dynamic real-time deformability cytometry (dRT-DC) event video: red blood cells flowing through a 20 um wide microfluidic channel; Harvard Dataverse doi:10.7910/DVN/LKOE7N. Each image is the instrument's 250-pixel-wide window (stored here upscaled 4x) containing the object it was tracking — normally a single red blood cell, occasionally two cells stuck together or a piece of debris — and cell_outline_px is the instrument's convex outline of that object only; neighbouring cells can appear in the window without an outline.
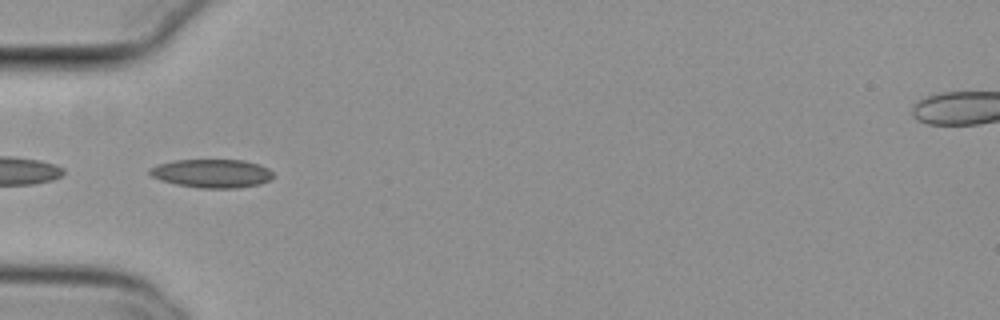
{"species": "common noctule bat (a hibernating species)", "species_latin": "Nyctalus noctula", "temperature_condition": "cold", "stored_images_in_passage": 30, "camera_frame_rate_fps": 3000, "um_per_image_px": 0.085, "animal": {"sex": "female", "body_mass_g": 29.2, "forearm_length_mm": 56.3}, "frame": {"image": 1, "passage_image": 1, "time_ms": 0.0, "image_size_px": [1000, 320], "cell_outline_px": [[272, 176], [268, 180], [260, 184], [236, 188], [200, 188], [176, 184], [160, 180], [152, 176], [148, 172], [148, 168], [160, 164], [176, 160], [244, 160], [260, 164], [268, 168], [272, 172]], "centroid_in_image_um": [18.0, 14.74], "position_along_channel_um": 67.0, "area_um2": 20.46}}